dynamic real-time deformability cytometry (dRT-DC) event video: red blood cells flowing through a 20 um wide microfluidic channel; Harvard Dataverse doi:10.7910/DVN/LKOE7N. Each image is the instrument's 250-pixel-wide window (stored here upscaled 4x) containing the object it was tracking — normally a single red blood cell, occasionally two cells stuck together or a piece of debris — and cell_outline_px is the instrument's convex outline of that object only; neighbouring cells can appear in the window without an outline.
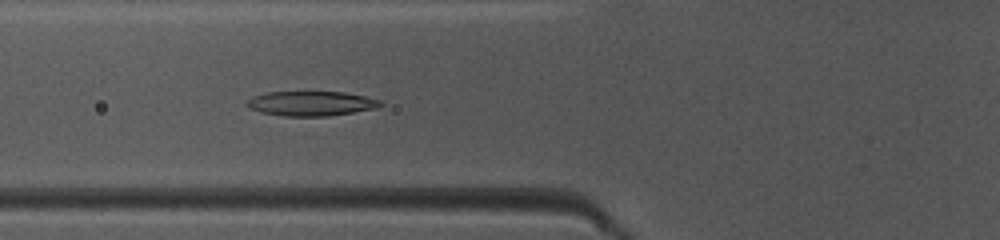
{"species": "common noctule bat (a hibernating species)", "species_latin": "Nyctalus noctula", "temperature_condition": "warm", "stored_images_in_passage": 39, "camera_frame_rate_fps": 3000, "um_per_image_px": 0.085, "animal": {"sex": "female", "body_mass_g": 10.0, "forearm_length_mm": 53.1}, "frame": {"image": 1, "passage_image": 9, "time_ms": 2.667, "image_size_px": [1000, 240], "cell_outline_px": [[384, 104], [376, 108], [328, 116], [284, 116], [260, 112], [244, 104], [252, 96], [268, 92], [344, 92], [364, 96], [380, 100]], "centroid_in_image_um": [26.44, 8.79], "position_along_channel_um": 99.4, "area_um2": 19.07}}
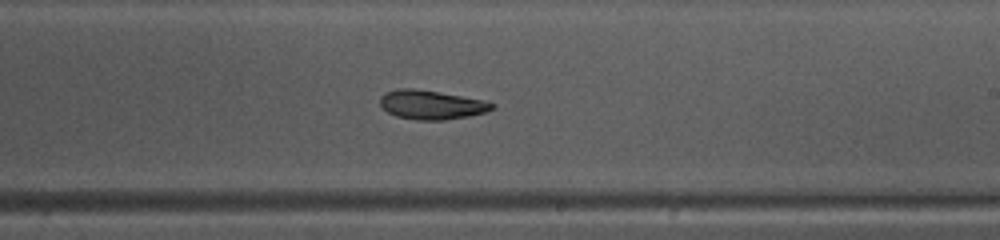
{"frame": {"image": 2, "passage_image": 20, "time_ms": 6.333, "image_size_px": [1000, 240], "cell_outline_px": [[496, 108], [484, 112], [468, 116], [444, 120], [416, 120], [396, 116], [388, 112], [380, 104], [380, 96], [384, 92], [396, 88], [412, 88], [440, 92], [484, 100], [496, 104]], "centroid_in_image_um": [36.66, 8.89], "position_along_channel_um": 252.3, "area_um2": 19.07}}
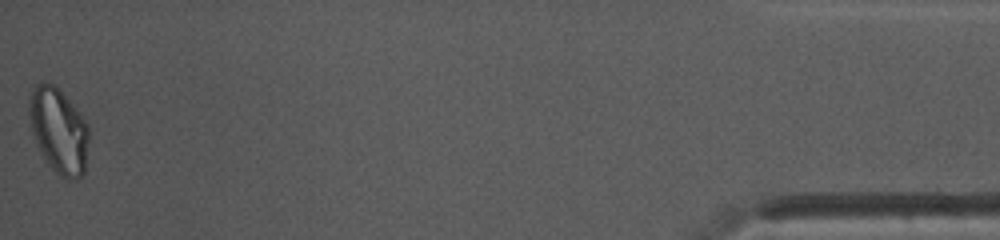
{"frame": {"image": 3, "passage_image": 39, "time_ms": 12.667, "image_size_px": [1000, 240], "cell_outline_px": [[88, 140], [84, 172], [80, 176], [68, 180], [60, 176], [52, 168], [44, 156], [32, 132], [28, 112], [28, 100], [36, 84], [40, 80], [52, 84], [80, 112], [88, 124]], "centroid_in_image_um": [4.98, 11.07], "position_along_channel_um": 430.2, "area_um2": 29.13}, "authors_computed_cell_mechanics": {"area_um2": 19.652, "velocity_mm_per_s": 4.1629, "shape_relaxation_time_tau1_ms": 5.3771, "shape_relaxation_time_tau2_ms": 8.0988, "deformation_change_tau1": 0.1703, "deformation_change_tau2": 0.1736}}